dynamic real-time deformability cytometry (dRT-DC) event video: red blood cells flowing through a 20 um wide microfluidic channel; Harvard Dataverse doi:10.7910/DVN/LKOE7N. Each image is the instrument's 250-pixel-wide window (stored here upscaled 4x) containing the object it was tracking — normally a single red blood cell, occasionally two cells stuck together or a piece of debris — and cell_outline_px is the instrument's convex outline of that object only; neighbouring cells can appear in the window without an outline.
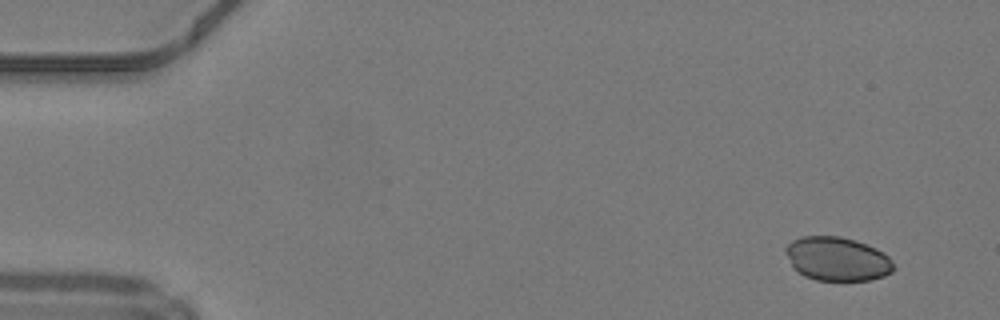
{"species": "common noctule bat (a hibernating species)", "species_latin": "Nyctalus noctula", "temperature_condition": "warm", "stored_images_in_passage": 46, "camera_frame_rate_fps": 3000, "um_per_image_px": 0.085, "animal": {"sex": "male", "body_mass_g": 19.2, "forearm_length_mm": 51.8}, "frame": {"image": 1, "passage_image": 1, "time_ms": 0.0, "image_size_px": [1000, 320], "cell_outline_px": [[896, 268], [892, 272], [884, 276], [868, 280], [816, 280], [804, 276], [796, 272], [784, 248], [792, 240], [804, 236], [840, 236], [856, 240], [876, 248], [888, 256]], "centroid_in_image_um": [71.17, 22.0], "position_along_channel_um": 13.8, "area_um2": 27.57}}
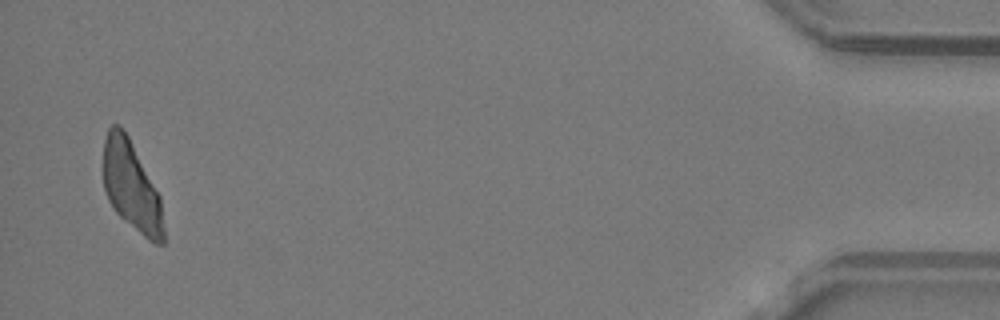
{"frame": {"image": 2, "passage_image": 45, "time_ms": 14.667, "image_size_px": [1000, 320], "cell_outline_px": [[164, 244], [156, 244], [148, 240], [124, 220], [116, 212], [108, 200], [104, 188], [104, 140], [108, 128], [112, 124], [120, 124], [128, 136], [160, 196], [164, 228]], "centroid_in_image_um": [11.17, 15.84], "position_along_channel_um": 424.0, "area_um2": 31.27}}